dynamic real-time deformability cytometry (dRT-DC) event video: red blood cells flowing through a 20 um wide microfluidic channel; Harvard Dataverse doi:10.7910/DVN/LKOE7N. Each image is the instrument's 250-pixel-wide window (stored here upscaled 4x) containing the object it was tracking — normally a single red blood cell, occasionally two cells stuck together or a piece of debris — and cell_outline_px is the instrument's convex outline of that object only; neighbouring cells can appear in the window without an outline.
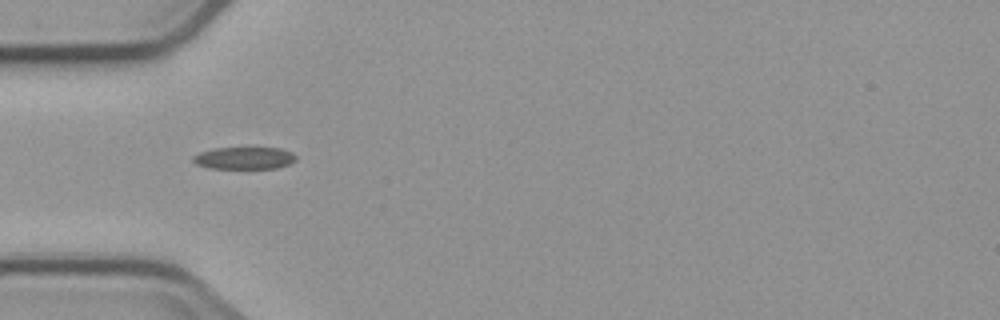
{"species": "common noctule bat (a hibernating species)", "species_latin": "Nyctalus noctula", "temperature_condition": "cold", "stored_images_in_passage": 5, "camera_frame_rate_fps": 3000, "um_per_image_px": 0.085, "animal": {"sex": "male", "body_mass_g": 23.1, "forearm_length_mm": 52.7}, "frame": {"image": 1, "passage_image": 2, "time_ms": 2.0, "image_size_px": [1000, 320], "cell_outline_px": [[296, 160], [288, 164], [276, 168], [208, 168], [196, 164], [192, 160], [192, 156], [200, 152], [212, 148], [280, 148], [292, 152], [296, 156]], "centroid_in_image_um": [20.74, 13.43], "position_along_channel_um": 64.3, "area_um2": 13.29}}
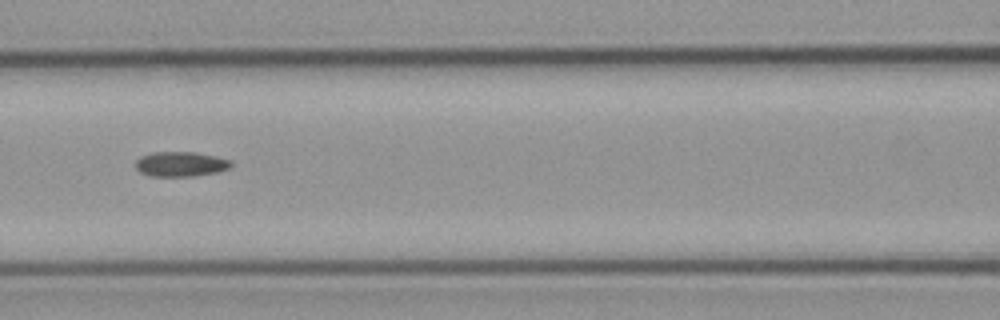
{"frame": {"image": 2, "passage_image": 4, "time_ms": 4.333, "image_size_px": [1000, 320], "cell_outline_px": [[232, 164], [228, 168], [216, 172], [192, 176], [148, 176], [140, 172], [136, 168], [136, 160], [140, 156], [152, 152], [196, 152], [216, 156], [232, 160]], "centroid_in_image_um": [15.34, 13.94], "position_along_channel_um": 151.3, "area_um2": 13.87}}
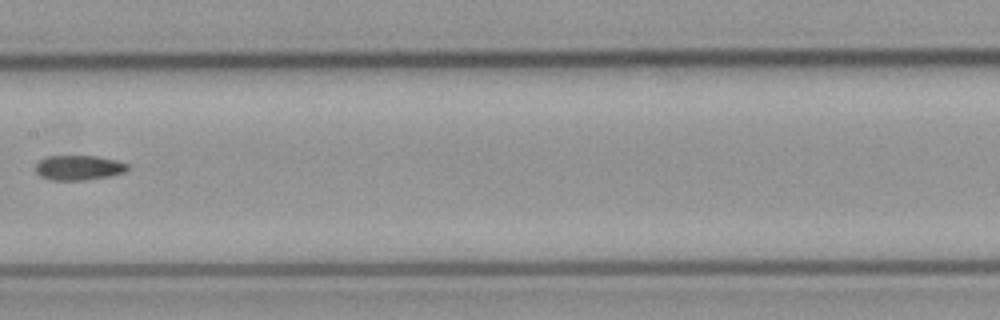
{"frame": {"image": 3, "passage_image": 5, "time_ms": 5.667, "image_size_px": [1000, 320], "cell_outline_px": [[128, 168], [124, 172], [108, 176], [84, 180], [52, 180], [40, 176], [36, 172], [36, 164], [40, 160], [48, 156], [96, 156], [116, 160], [128, 164]], "centroid_in_image_um": [6.67, 14.25], "position_along_channel_um": 200.7, "area_um2": 13.18}}